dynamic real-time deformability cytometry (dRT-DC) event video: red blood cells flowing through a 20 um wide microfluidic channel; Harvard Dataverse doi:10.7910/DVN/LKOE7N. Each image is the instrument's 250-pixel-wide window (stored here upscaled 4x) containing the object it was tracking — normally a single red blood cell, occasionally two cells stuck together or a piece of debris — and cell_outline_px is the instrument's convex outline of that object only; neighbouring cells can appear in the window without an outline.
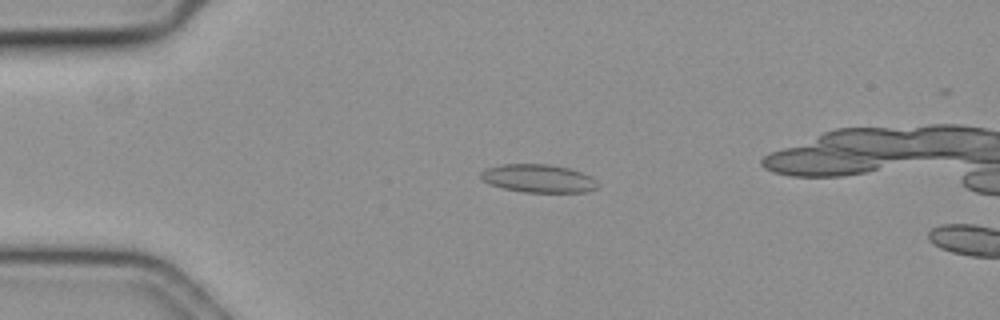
{"species": "common noctule bat (a hibernating species)", "species_latin": "Nyctalus noctula", "temperature_condition": "cold", "stored_images_in_passage": 48, "camera_frame_rate_fps": 3000, "um_per_image_px": 0.085, "animal": {"sex": "female", "body_mass_g": 19.3, "forearm_length_mm": 54.1}, "frame": {"image": 1, "passage_image": 8, "time_ms": 2.333, "image_size_px": [1000, 320], "cell_outline_px": [[600, 184], [596, 188], [588, 192], [524, 192], [504, 188], [488, 184], [480, 176], [480, 172], [488, 168], [504, 164], [548, 164], [568, 168], [592, 176]], "centroid_in_image_um": [45.79, 15.17], "position_along_channel_um": 39.2, "area_um2": 19.13}}
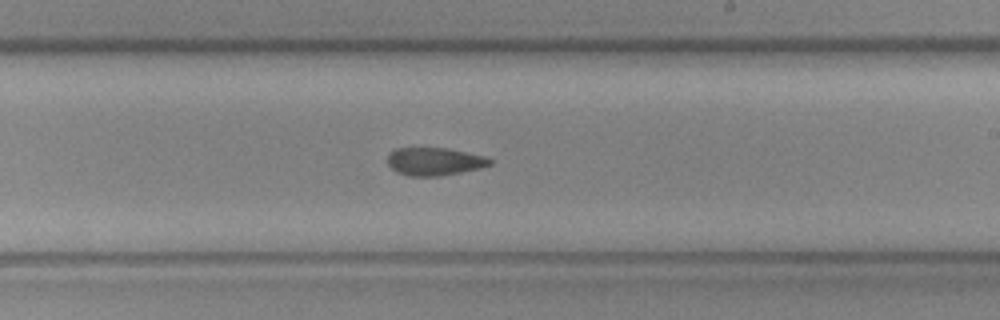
{"frame": {"image": 2, "passage_image": 29, "time_ms": 9.333, "image_size_px": [1000, 320], "cell_outline_px": [[492, 164], [480, 168], [440, 176], [408, 176], [396, 172], [388, 164], [388, 152], [396, 148], [444, 148], [484, 156], [492, 160]], "centroid_in_image_um": [36.89, 13.73], "position_along_channel_um": 252.1, "area_um2": 16.53}}
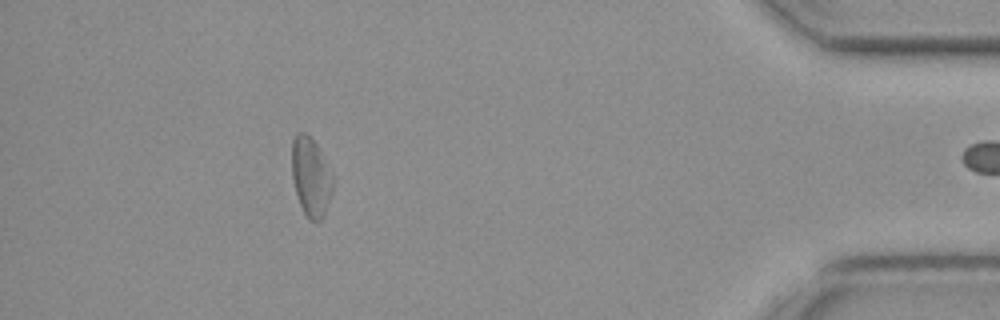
{"frame": {"image": 3, "passage_image": 47, "time_ms": 15.333, "image_size_px": [1000, 320], "cell_outline_px": [[332, 192], [324, 216], [320, 220], [312, 220], [304, 212], [300, 204], [292, 180], [292, 140], [296, 132], [304, 132], [316, 144], [332, 176]], "centroid_in_image_um": [26.4, 15.02], "position_along_channel_um": 408.8, "area_um2": 18.38}}